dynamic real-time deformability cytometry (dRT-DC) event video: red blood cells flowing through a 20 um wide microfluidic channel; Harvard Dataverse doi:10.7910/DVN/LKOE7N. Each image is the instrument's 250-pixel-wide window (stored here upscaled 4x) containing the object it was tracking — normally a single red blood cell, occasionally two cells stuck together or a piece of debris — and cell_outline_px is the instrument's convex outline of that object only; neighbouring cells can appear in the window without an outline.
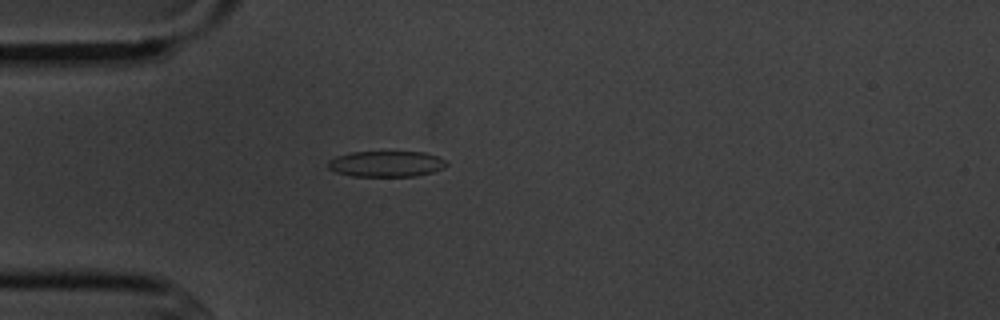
{"species": "common noctule bat (a hibernating species)", "species_latin": "Nyctalus noctula", "temperature_condition": "cold", "stored_images_in_passage": 2, "camera_frame_rate_fps": 3000, "um_per_image_px": 0.085, "animal": {"sex": "male", "body_mass_g": 20.1, "forearm_length_mm": 53.5}, "frame": {"image": 1, "passage_image": 2, "time_ms": 1.0, "image_size_px": [1000, 320], "cell_outline_px": [[448, 164], [444, 168], [432, 172], [416, 176], [352, 176], [336, 172], [328, 168], [328, 160], [336, 156], [352, 152], [424, 152], [436, 156], [444, 160]], "centroid_in_image_um": [32.82, 13.93], "position_along_channel_um": 52.2, "area_um2": 17.8}}